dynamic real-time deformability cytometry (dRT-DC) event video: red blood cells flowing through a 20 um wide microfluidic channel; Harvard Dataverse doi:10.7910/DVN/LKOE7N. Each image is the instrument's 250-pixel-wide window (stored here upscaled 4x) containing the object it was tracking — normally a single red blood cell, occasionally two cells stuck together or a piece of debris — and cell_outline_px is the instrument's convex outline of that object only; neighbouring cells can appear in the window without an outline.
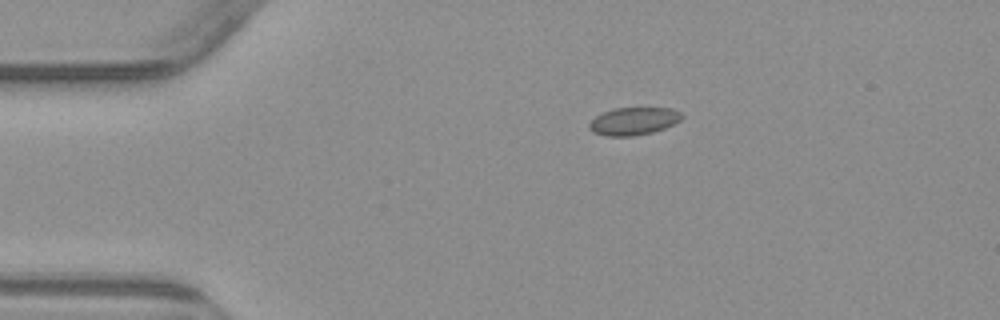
{"species": "common noctule bat (a hibernating species)", "species_latin": "Nyctalus noctula", "temperature_condition": "warm", "stored_images_in_passage": 6, "camera_frame_rate_fps": 3000, "um_per_image_px": 0.085, "animal": {"sex": "male", "body_mass_g": 23.1, "forearm_length_mm": 52.7}, "frame": {"image": 1, "passage_image": 3, "time_ms": 3.333, "image_size_px": [1000, 320], "cell_outline_px": [[684, 116], [680, 120], [664, 128], [652, 132], [632, 136], [608, 136], [592, 132], [588, 128], [588, 124], [596, 116], [612, 108], [672, 108], [680, 112]], "centroid_in_image_um": [53.84, 10.29], "position_along_channel_um": 31.2, "area_um2": 14.85}}
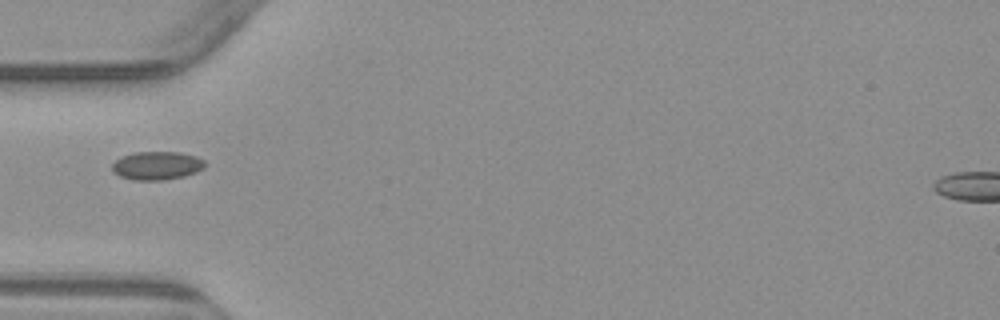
{"frame": {"image": 2, "passage_image": 5, "time_ms": 5.667, "image_size_px": [1000, 320], "cell_outline_px": [[204, 168], [196, 172], [184, 176], [164, 180], [132, 180], [120, 176], [112, 172], [112, 164], [116, 160], [132, 152], [180, 152], [196, 156], [204, 160]], "centroid_in_image_um": [13.33, 14.08], "position_along_channel_um": 71.7, "area_um2": 15.37}}
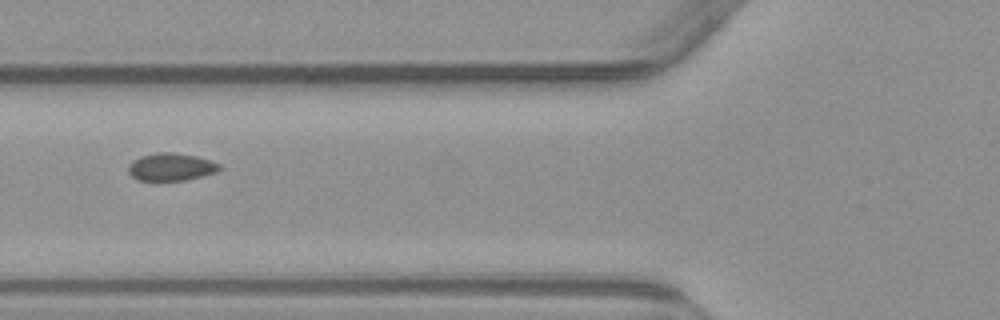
{"frame": {"image": 3, "passage_image": 6, "time_ms": 6.667, "image_size_px": [1000, 320], "cell_outline_px": [[224, 168], [216, 172], [204, 176], [184, 180], [136, 180], [128, 172], [128, 164], [132, 160], [140, 156], [156, 152], [172, 152], [196, 156], [212, 160], [220, 164]], "centroid_in_image_um": [14.56, 14.18], "position_along_channel_um": 111.2, "area_um2": 14.91}}